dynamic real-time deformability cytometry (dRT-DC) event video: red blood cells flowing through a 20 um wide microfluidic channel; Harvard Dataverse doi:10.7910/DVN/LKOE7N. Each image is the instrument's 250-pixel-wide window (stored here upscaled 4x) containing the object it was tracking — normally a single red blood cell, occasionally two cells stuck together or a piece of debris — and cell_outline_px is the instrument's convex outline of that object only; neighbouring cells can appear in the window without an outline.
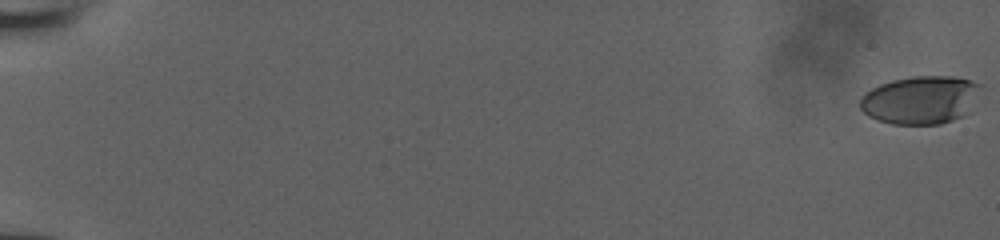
{"species": "human", "species_latin": "Homo sapiens", "temperature_condition": "room temperature", "stored_images_in_passage": 28, "camera_frame_rate_fps": 3000, "um_per_image_px": 0.085, "donor": {"sex": "male"}, "frame": {"image": 1, "passage_image": 1, "time_ms": 0.0, "image_size_px": [1000, 240], "cell_outline_px": [[984, 88], [960, 116], [952, 120], [940, 124], [892, 124], [868, 116], [860, 108], [860, 100], [872, 88], [880, 84], [892, 80], [912, 76], [952, 76], [972, 80], [980, 84]], "centroid_in_image_um": [78.24, 8.47], "position_along_channel_um": 6.8, "area_um2": 33.41}}
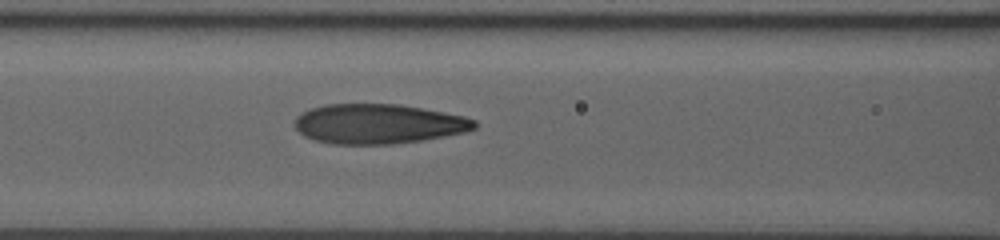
{"frame": {"image": 2, "passage_image": 21, "time_ms": 6.667, "image_size_px": [1000, 240], "cell_outline_px": [[476, 128], [464, 132], [420, 140], [392, 144], [332, 144], [312, 140], [304, 136], [296, 128], [296, 116], [300, 112], [308, 108], [324, 104], [396, 104], [420, 108], [464, 116], [476, 120]], "centroid_in_image_um": [32.09, 10.52], "position_along_channel_um": 134.5, "area_um2": 41.56}}
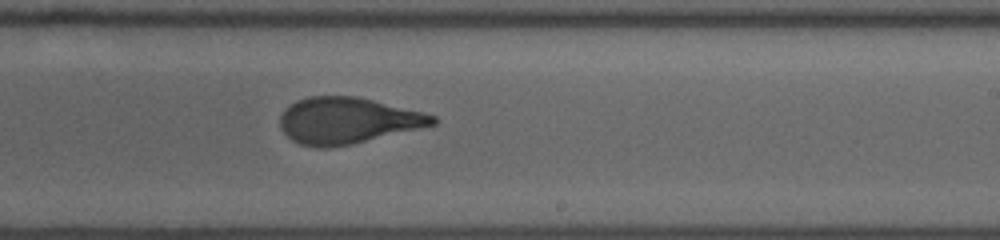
{"frame": {"image": 3, "passage_image": 28, "time_ms": 9.0, "image_size_px": [1000, 240], "cell_outline_px": [[436, 124], [352, 144], [332, 148], [316, 148], [300, 144], [292, 140], [280, 128], [280, 116], [296, 100], [308, 96], [356, 96], [424, 112], [436, 116]], "centroid_in_image_um": [29.52, 10.25], "position_along_channel_um": 259.5, "area_um2": 40.98}}